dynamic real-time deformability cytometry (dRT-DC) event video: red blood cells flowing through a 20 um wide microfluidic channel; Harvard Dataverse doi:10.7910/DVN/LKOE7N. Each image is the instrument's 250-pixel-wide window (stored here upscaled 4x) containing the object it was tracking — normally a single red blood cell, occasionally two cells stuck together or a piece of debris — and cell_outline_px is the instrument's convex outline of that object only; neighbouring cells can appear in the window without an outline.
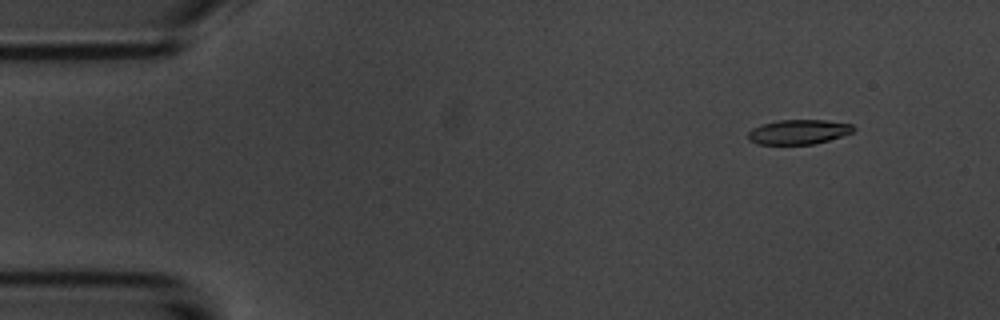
{"species": "common noctule bat (a hibernating species)", "species_latin": "Nyctalus noctula", "temperature_condition": "room temperature", "stored_images_in_passage": 4, "camera_frame_rate_fps": 3000, "um_per_image_px": 0.085, "animal": {"sex": "male", "body_mass_g": 20.1, "forearm_length_mm": 53.5}, "frame": {"image": 1, "passage_image": 1, "time_ms": 0.0, "image_size_px": [1000, 320], "cell_outline_px": [[856, 128], [852, 132], [828, 140], [812, 144], [756, 144], [748, 140], [748, 132], [752, 128], [760, 124], [776, 120], [824, 120], [852, 124]], "centroid_in_image_um": [67.83, 11.2], "position_along_channel_um": 17.2, "area_um2": 15.14}}
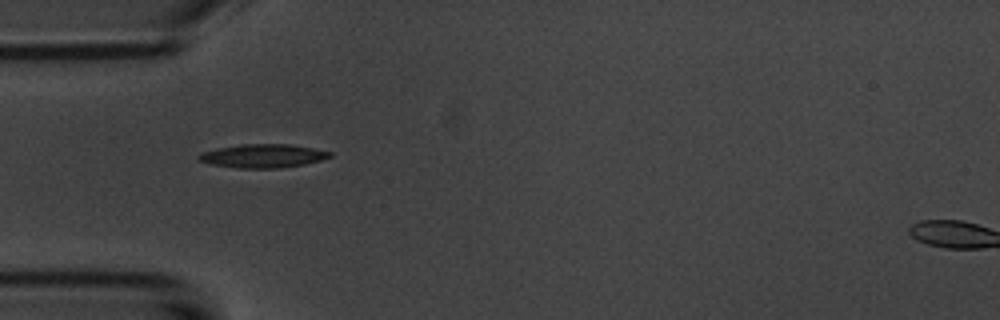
{"frame": {"image": 2, "passage_image": 4, "time_ms": 3.667, "image_size_px": [1000, 320], "cell_outline_px": [[332, 156], [320, 160], [304, 164], [280, 168], [240, 168], [212, 164], [196, 160], [196, 156], [200, 152], [216, 148], [240, 144], [288, 144], [312, 148], [332, 152]], "centroid_in_image_um": [22.29, 13.25], "position_along_channel_um": 62.7, "area_um2": 18.03}}